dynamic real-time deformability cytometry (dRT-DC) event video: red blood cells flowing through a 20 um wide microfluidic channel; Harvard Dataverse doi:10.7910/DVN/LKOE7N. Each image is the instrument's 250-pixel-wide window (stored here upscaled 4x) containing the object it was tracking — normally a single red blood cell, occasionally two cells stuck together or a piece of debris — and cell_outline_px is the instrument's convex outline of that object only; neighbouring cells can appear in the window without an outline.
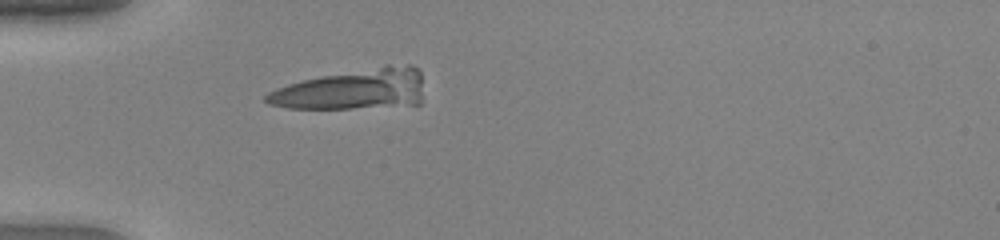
{"species": "human", "species_latin": "Homo sapiens", "temperature_condition": "warm", "stored_images_in_passage": 36, "camera_frame_rate_fps": 3000, "um_per_image_px": 0.085, "donor": {"sex": "female"}, "frame": {"image": 1, "passage_image": 1, "time_ms": 0.0, "image_size_px": [1000, 240], "cell_outline_px": [[424, 100], [420, 104], [352, 108], [288, 108], [268, 104], [264, 100], [264, 96], [268, 92], [276, 88], [300, 80], [384, 64], [412, 64], [420, 72]], "centroid_in_image_um": [30.03, 7.58], "position_along_channel_um": 55.0, "area_um2": 37.69}}